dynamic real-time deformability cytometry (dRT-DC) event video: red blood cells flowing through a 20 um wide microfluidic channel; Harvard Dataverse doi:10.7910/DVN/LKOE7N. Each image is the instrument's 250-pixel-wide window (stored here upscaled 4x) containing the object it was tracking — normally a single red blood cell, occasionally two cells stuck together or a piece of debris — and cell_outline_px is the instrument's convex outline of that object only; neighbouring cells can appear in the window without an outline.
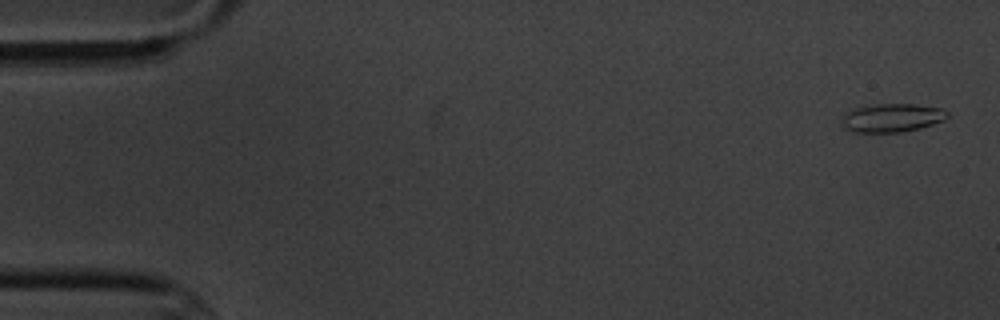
{"species": "common noctule bat (a hibernating species)", "species_latin": "Nyctalus noctula", "temperature_condition": "cold", "stored_images_in_passage": 6, "camera_frame_rate_fps": 3000, "um_per_image_px": 0.085, "animal": {"sex": "male", "body_mass_g": 20.1, "forearm_length_mm": 53.5}, "frame": {"image": 1, "passage_image": 1, "time_ms": 0.0, "image_size_px": [1000, 320], "cell_outline_px": [[948, 116], [944, 120], [920, 128], [904, 132], [852, 132], [844, 128], [840, 124], [844, 116], [848, 112], [856, 108], [876, 104], [916, 104], [940, 108], [948, 112]], "centroid_in_image_um": [75.82, 10.02], "position_along_channel_um": 9.2, "area_um2": 17.46}}
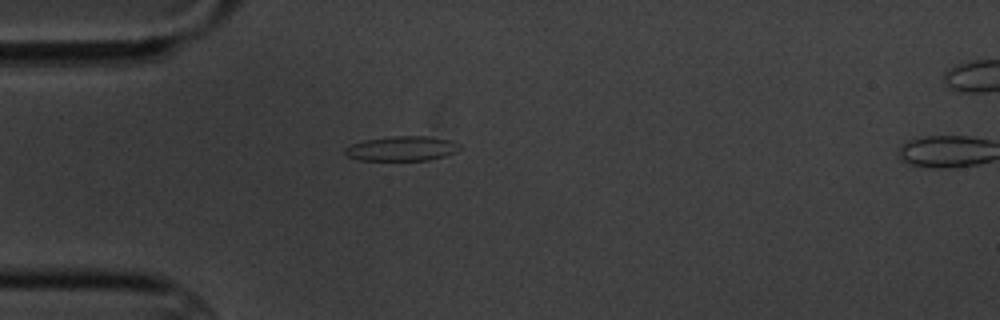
{"frame": {"image": 2, "passage_image": 5, "time_ms": 4.667, "image_size_px": [1000, 320], "cell_outline_px": [[460, 148], [456, 152], [444, 156], [428, 160], [360, 160], [348, 156], [344, 152], [344, 148], [352, 144], [364, 140], [392, 136], [428, 136], [452, 140], [460, 144]], "centroid_in_image_um": [34.18, 12.62], "position_along_channel_um": 50.8, "area_um2": 16.53}}